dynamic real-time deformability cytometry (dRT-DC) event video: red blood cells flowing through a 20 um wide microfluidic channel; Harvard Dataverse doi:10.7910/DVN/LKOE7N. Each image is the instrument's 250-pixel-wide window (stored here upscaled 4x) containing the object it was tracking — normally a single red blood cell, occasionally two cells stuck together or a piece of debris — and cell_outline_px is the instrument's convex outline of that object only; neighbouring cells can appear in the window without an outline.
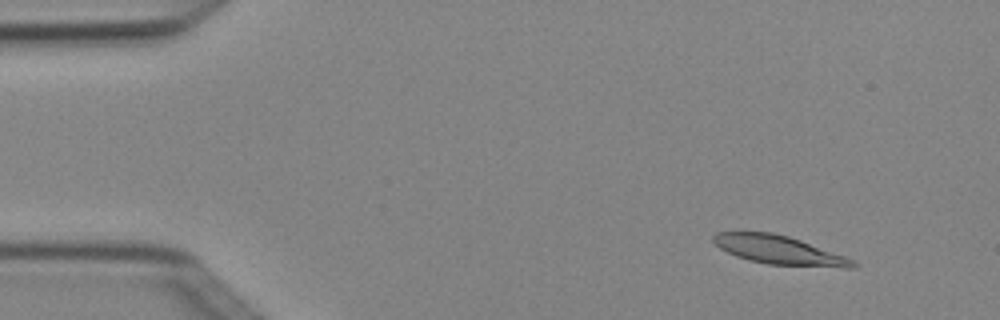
{"species": "Egyptian fruit bat (a non-hibernating species)", "species_latin": "Rousettus aegyptiacus", "temperature_condition": "cold", "stored_images_in_passage": 7, "camera_frame_rate_fps": 3000, "um_per_image_px": 0.085, "animal": {"sex": "female"}, "frame": {"image": 1, "passage_image": 2, "time_ms": 0.333, "image_size_px": [1000, 320], "cell_outline_px": [[860, 264], [856, 268], [844, 268], [768, 264], [748, 260], [736, 256], [720, 248], [712, 240], [712, 236], [716, 232], [772, 232], [788, 236], [800, 240], [844, 256]], "centroid_in_image_um": [66.23, 21.26], "position_along_channel_um": 18.8, "area_um2": 23.24}}
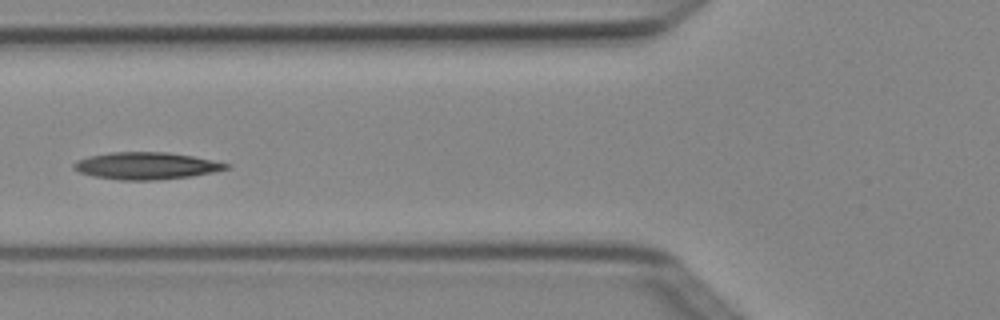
{"frame": {"image": 2, "passage_image": 6, "time_ms": 1.667, "image_size_px": [1000, 320], "cell_outline_px": [[232, 168], [192, 176], [156, 180], [120, 180], [92, 176], [80, 172], [72, 168], [72, 164], [76, 160], [88, 156], [108, 152], [168, 152], [192, 156], [232, 164]], "centroid_in_image_um": [12.42, 14.09], "position_along_channel_um": 113.4, "area_um2": 24.28}}
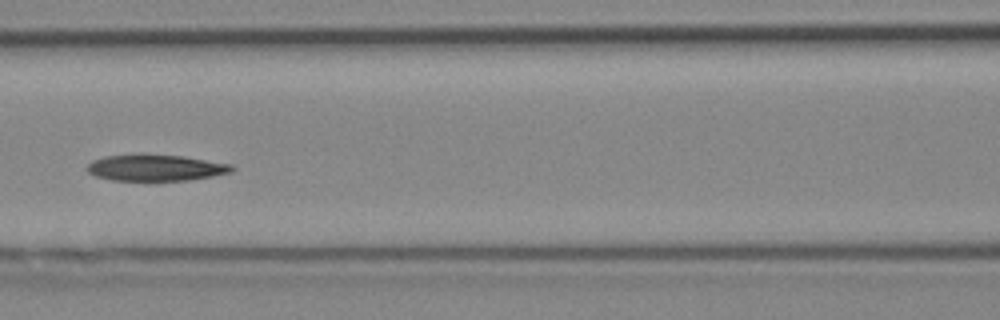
{"frame": {"image": 3, "passage_image": 7, "time_ms": 2.0, "image_size_px": [1000, 320], "cell_outline_px": [[236, 168], [232, 172], [212, 176], [188, 180], [112, 180], [96, 176], [88, 172], [84, 168], [92, 160], [104, 156], [180, 156], [232, 164]], "centroid_in_image_um": [13.24, 14.28], "position_along_channel_um": 153.4, "area_um2": 21.56}}